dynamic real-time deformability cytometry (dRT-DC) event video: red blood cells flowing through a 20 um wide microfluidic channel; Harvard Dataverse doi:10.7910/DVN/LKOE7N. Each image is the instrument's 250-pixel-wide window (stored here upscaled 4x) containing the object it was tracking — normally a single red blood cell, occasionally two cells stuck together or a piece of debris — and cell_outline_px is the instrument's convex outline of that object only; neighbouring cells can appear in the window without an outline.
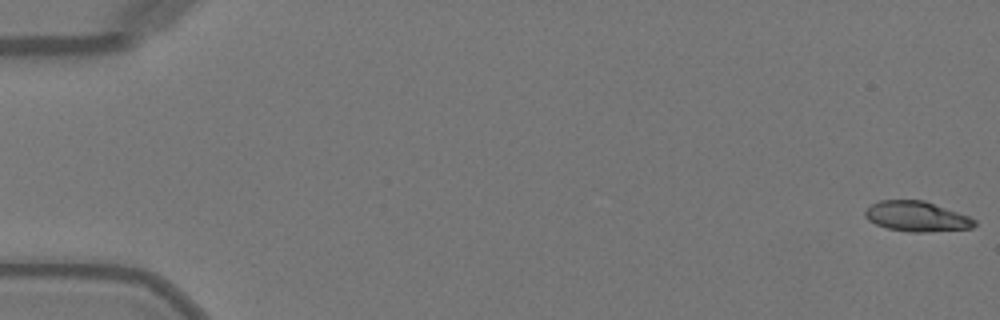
{"species": "Egyptian fruit bat (a non-hibernating species)", "species_latin": "Rousettus aegyptiacus", "temperature_condition": "warm", "stored_images_in_passage": 27, "camera_frame_rate_fps": 3000, "um_per_image_px": 0.085, "animal": {"sex": "female"}, "frame": {"image": 1, "passage_image": 1, "time_ms": 0.0, "image_size_px": [1000, 320], "cell_outline_px": [[976, 224], [972, 228], [924, 232], [908, 232], [888, 228], [876, 224], [868, 220], [864, 216], [864, 212], [872, 204], [880, 200], [924, 200], [968, 216], [976, 220]], "centroid_in_image_um": [77.9, 18.4], "position_along_channel_um": 7.1, "area_um2": 19.07}}
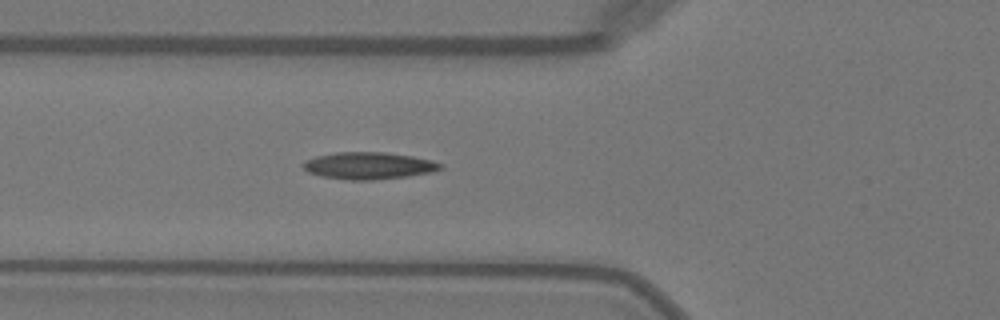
{"frame": {"image": 2, "passage_image": 19, "time_ms": 6.0, "image_size_px": [1000, 320], "cell_outline_px": [[444, 168], [436, 172], [408, 176], [376, 180], [348, 180], [320, 176], [308, 172], [300, 164], [304, 160], [316, 156], [336, 152], [388, 152], [412, 156], [432, 160], [444, 164]], "centroid_in_image_um": [31.37, 14.08], "position_along_channel_um": 94.4, "area_um2": 22.08}}
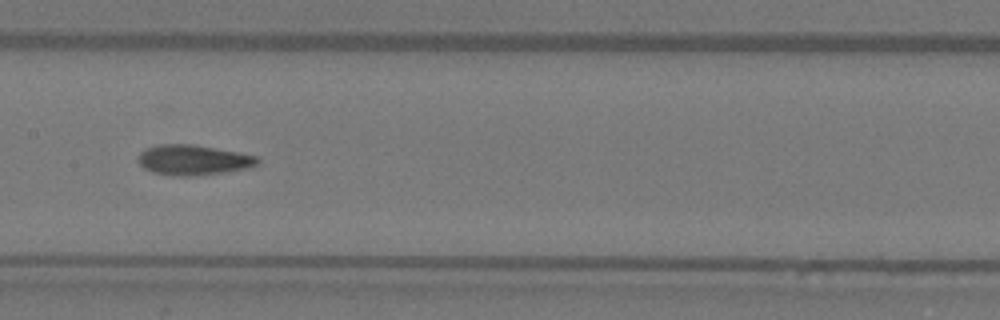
{"frame": {"image": 3, "passage_image": 26, "time_ms": 8.333, "image_size_px": [1000, 320], "cell_outline_px": [[260, 164], [244, 168], [224, 172], [192, 176], [180, 176], [152, 172], [144, 168], [136, 160], [140, 152], [144, 148], [160, 144], [192, 144], [240, 152], [260, 156]], "centroid_in_image_um": [16.43, 13.58], "position_along_channel_um": 191.0, "area_um2": 21.15}}